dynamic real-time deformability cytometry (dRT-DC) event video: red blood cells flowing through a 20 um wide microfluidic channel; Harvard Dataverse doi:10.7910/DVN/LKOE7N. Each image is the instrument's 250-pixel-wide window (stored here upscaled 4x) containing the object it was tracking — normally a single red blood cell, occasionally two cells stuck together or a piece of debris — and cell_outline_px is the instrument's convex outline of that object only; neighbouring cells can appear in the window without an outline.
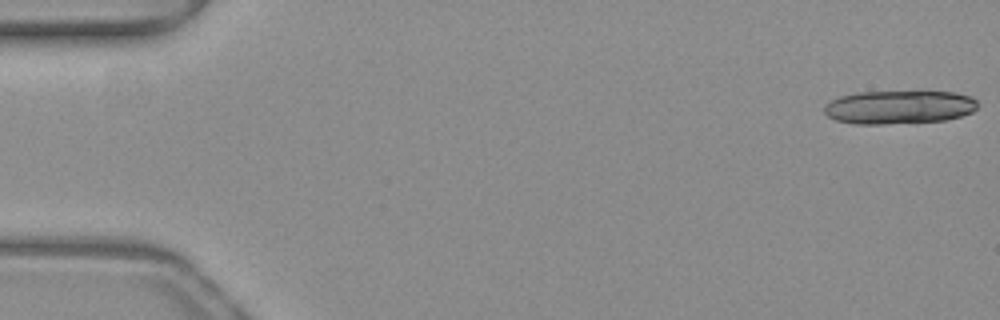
{"species": "common noctule bat (a hibernating species)", "species_latin": "Nyctalus noctula", "temperature_condition": "warm", "stored_images_in_passage": 18, "camera_frame_rate_fps": 3000, "um_per_image_px": 0.085, "animal": {"sex": "female", "body_mass_g": 19.3, "forearm_length_mm": 54.1}, "frame": {"image": 1, "passage_image": 1, "time_ms": 0.0, "image_size_px": [1000, 320], "cell_outline_px": [[976, 108], [972, 112], [960, 116], [944, 120], [884, 124], [852, 124], [836, 120], [828, 116], [824, 112], [824, 108], [832, 100], [840, 96], [856, 92], [956, 92], [972, 96], [976, 100]], "centroid_in_image_um": [76.42, 9.11], "position_along_channel_um": 8.6, "area_um2": 29.77}}